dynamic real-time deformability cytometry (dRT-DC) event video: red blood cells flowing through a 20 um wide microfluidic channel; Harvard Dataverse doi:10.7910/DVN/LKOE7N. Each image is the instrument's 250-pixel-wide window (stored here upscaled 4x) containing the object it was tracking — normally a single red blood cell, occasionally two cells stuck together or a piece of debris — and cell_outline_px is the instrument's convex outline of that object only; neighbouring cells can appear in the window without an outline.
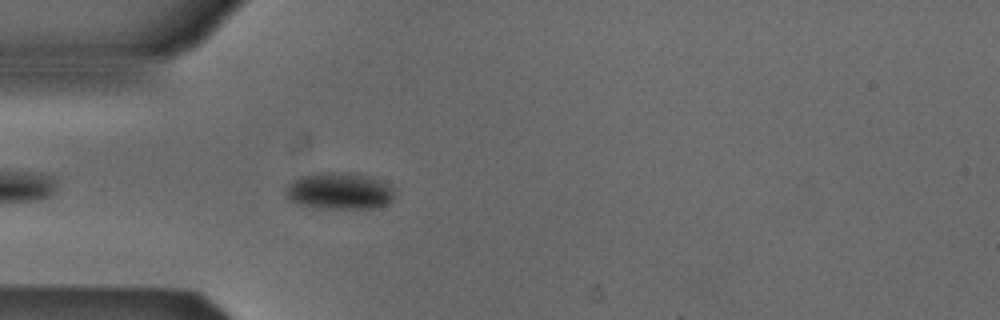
{"species": "Egyptian fruit bat (a non-hibernating species)", "species_latin": "Rousettus aegyptiacus", "temperature_condition": "cold", "stored_images_in_passage": 42, "camera_frame_rate_fps": 3000, "um_per_image_px": 0.085, "animal": {"sex": "male"}, "frame": {"image": 1, "passage_image": 4, "time_ms": 1.0, "image_size_px": [1000, 320], "cell_outline_px": [[392, 196], [388, 204], [376, 208], [316, 208], [296, 204], [288, 200], [284, 196], [284, 192], [288, 184], [292, 180], [300, 176], [320, 172], [332, 172], [356, 176], [376, 180], [392, 188]], "centroid_in_image_um": [28.69, 16.28], "position_along_channel_um": 56.3, "area_um2": 22.77}}
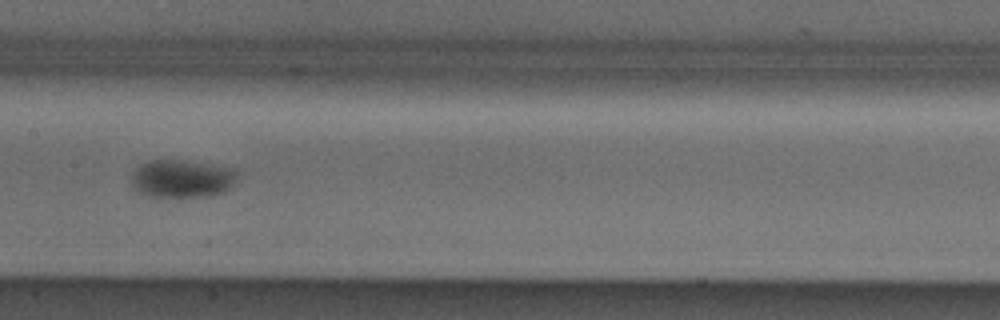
{"frame": {"image": 2, "passage_image": 15, "time_ms": 4.667, "image_size_px": [1000, 320], "cell_outline_px": [[236, 180], [224, 192], [208, 196], [148, 196], [132, 188], [132, 176], [136, 168], [148, 160], [180, 160], [228, 168], [236, 172]], "centroid_in_image_um": [15.41, 15.19], "position_along_channel_um": 192.0, "area_um2": 22.83}}
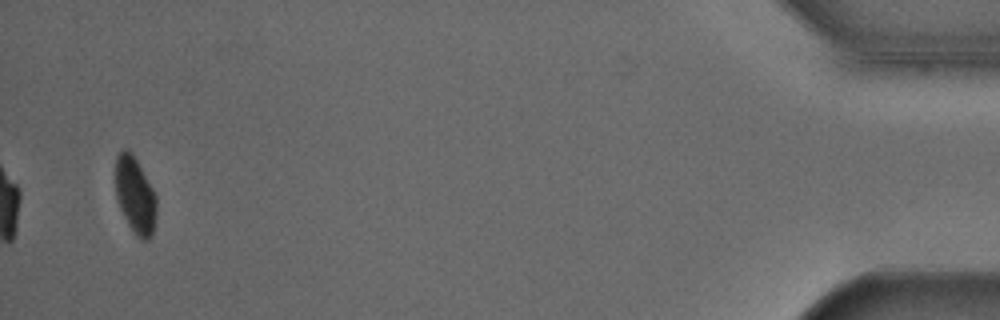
{"frame": {"image": 3, "passage_image": 40, "time_ms": 13.0, "image_size_px": [1000, 320], "cell_outline_px": [[156, 212], [152, 236], [148, 240], [140, 240], [136, 236], [128, 224], [120, 208], [116, 196], [116, 156], [124, 148], [128, 148], [136, 160], [152, 188], [156, 196]], "centroid_in_image_um": [11.49, 16.63], "position_along_channel_um": 423.7, "area_um2": 18.09}}